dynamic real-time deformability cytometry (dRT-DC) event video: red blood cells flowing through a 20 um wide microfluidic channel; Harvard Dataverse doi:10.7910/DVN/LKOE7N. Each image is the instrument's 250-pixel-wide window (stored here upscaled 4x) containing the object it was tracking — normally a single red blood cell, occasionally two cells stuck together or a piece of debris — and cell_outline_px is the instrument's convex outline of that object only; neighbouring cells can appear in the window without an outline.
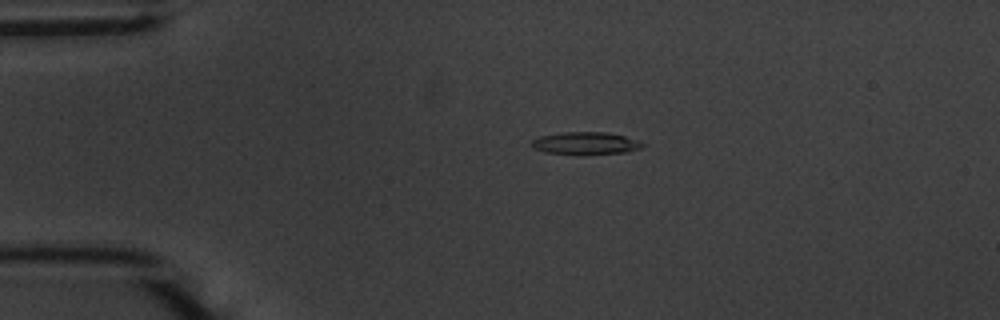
{"species": "common noctule bat (a hibernating species)", "species_latin": "Nyctalus noctula", "temperature_condition": "warm", "stored_images_in_passage": 44, "camera_frame_rate_fps": 3000, "um_per_image_px": 0.085, "animal": {"sex": "male", "body_mass_g": 20.1, "forearm_length_mm": 53.5}, "frame": {"image": 1, "passage_image": 1, "time_ms": 0.0, "image_size_px": [1000, 320], "cell_outline_px": [[644, 144], [640, 148], [624, 152], [544, 152], [532, 148], [528, 144], [532, 140], [540, 136], [564, 132], [608, 132], [624, 136]], "centroid_in_image_um": [49.68, 12.13], "position_along_channel_um": 35.3, "area_um2": 13.64}}
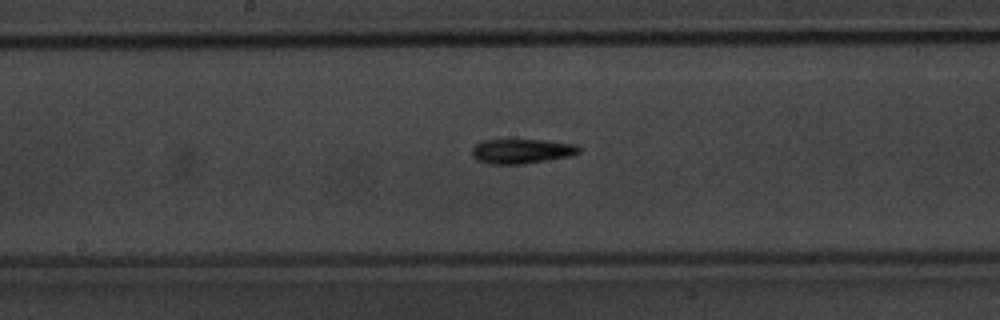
{"frame": {"image": 2, "passage_image": 18, "time_ms": 5.667, "image_size_px": [1000, 320], "cell_outline_px": [[580, 152], [572, 156], [524, 164], [488, 164], [476, 160], [472, 156], [472, 148], [476, 144], [484, 140], [544, 140], [576, 144], [580, 148]], "centroid_in_image_um": [44.35, 12.86], "position_along_channel_um": 203.9, "area_um2": 15.49}}
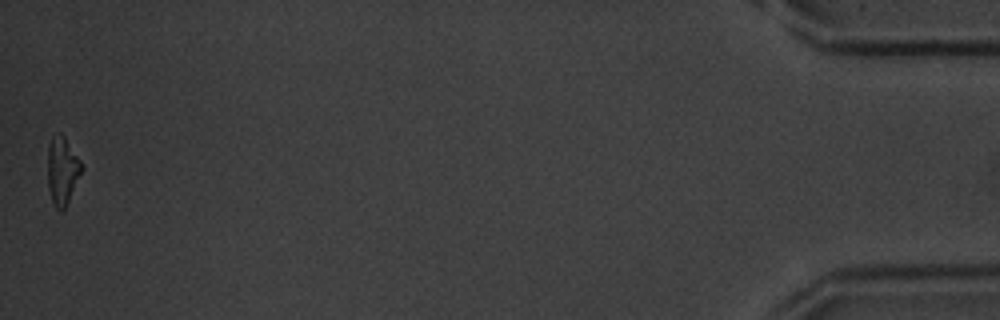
{"frame": {"image": 3, "passage_image": 44, "time_ms": 14.333, "image_size_px": [1000, 320], "cell_outline_px": [[84, 168], [64, 208], [60, 212], [56, 208], [52, 200], [48, 188], [48, 144], [52, 136], [60, 132], [64, 136], [80, 160]], "centroid_in_image_um": [5.29, 14.48], "position_along_channel_um": 429.9, "area_um2": 13.29}, "authors_computed_cell_mechanics": {"area_um2": 14.3633, "velocity_mm_per_s": 3.6755, "shape_relaxation_time_tau1_ms": 3.8501, "shape_relaxation_time_tau2_ms": null, "deformation_change_tau1": 0.1391, "deformation_change_tau2": null}}